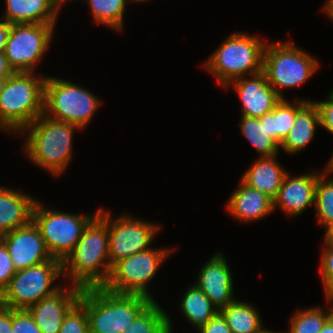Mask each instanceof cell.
<instances>
[{
  "label": "cell",
  "instance_id": "f546056e",
  "mask_svg": "<svg viewBox=\"0 0 333 333\" xmlns=\"http://www.w3.org/2000/svg\"><path fill=\"white\" fill-rule=\"evenodd\" d=\"M282 99L274 108L276 143L280 146L294 125L296 113L311 99L294 98V102Z\"/></svg>",
  "mask_w": 333,
  "mask_h": 333
},
{
  "label": "cell",
  "instance_id": "30bf717a",
  "mask_svg": "<svg viewBox=\"0 0 333 333\" xmlns=\"http://www.w3.org/2000/svg\"><path fill=\"white\" fill-rule=\"evenodd\" d=\"M45 207L41 201L36 200L32 221L39 228L50 255L63 261L74 249L87 225L99 213V209L93 214H74Z\"/></svg>",
  "mask_w": 333,
  "mask_h": 333
},
{
  "label": "cell",
  "instance_id": "484cf974",
  "mask_svg": "<svg viewBox=\"0 0 333 333\" xmlns=\"http://www.w3.org/2000/svg\"><path fill=\"white\" fill-rule=\"evenodd\" d=\"M327 309L315 306L296 309L289 319L287 333H320L325 322L333 315V307L326 298Z\"/></svg>",
  "mask_w": 333,
  "mask_h": 333
},
{
  "label": "cell",
  "instance_id": "cb8c5ba5",
  "mask_svg": "<svg viewBox=\"0 0 333 333\" xmlns=\"http://www.w3.org/2000/svg\"><path fill=\"white\" fill-rule=\"evenodd\" d=\"M232 333H258L264 326L254 304L235 299L219 310Z\"/></svg>",
  "mask_w": 333,
  "mask_h": 333
},
{
  "label": "cell",
  "instance_id": "6da1fadb",
  "mask_svg": "<svg viewBox=\"0 0 333 333\" xmlns=\"http://www.w3.org/2000/svg\"><path fill=\"white\" fill-rule=\"evenodd\" d=\"M108 210L99 213L83 231L74 249L62 261L63 279L81 289L103 287L110 276Z\"/></svg>",
  "mask_w": 333,
  "mask_h": 333
},
{
  "label": "cell",
  "instance_id": "f1b7e54d",
  "mask_svg": "<svg viewBox=\"0 0 333 333\" xmlns=\"http://www.w3.org/2000/svg\"><path fill=\"white\" fill-rule=\"evenodd\" d=\"M169 314L156 301H152L130 324L124 333H165Z\"/></svg>",
  "mask_w": 333,
  "mask_h": 333
},
{
  "label": "cell",
  "instance_id": "7402d4cb",
  "mask_svg": "<svg viewBox=\"0 0 333 333\" xmlns=\"http://www.w3.org/2000/svg\"><path fill=\"white\" fill-rule=\"evenodd\" d=\"M5 8L2 18L11 24L56 25L59 18L49 0H5Z\"/></svg>",
  "mask_w": 333,
  "mask_h": 333
},
{
  "label": "cell",
  "instance_id": "f35d334b",
  "mask_svg": "<svg viewBox=\"0 0 333 333\" xmlns=\"http://www.w3.org/2000/svg\"><path fill=\"white\" fill-rule=\"evenodd\" d=\"M265 129L269 137L276 142V131L274 125V109L265 114Z\"/></svg>",
  "mask_w": 333,
  "mask_h": 333
},
{
  "label": "cell",
  "instance_id": "4316f807",
  "mask_svg": "<svg viewBox=\"0 0 333 333\" xmlns=\"http://www.w3.org/2000/svg\"><path fill=\"white\" fill-rule=\"evenodd\" d=\"M90 8L92 19L98 25L123 31L126 0H84Z\"/></svg>",
  "mask_w": 333,
  "mask_h": 333
},
{
  "label": "cell",
  "instance_id": "7bdbcfd3",
  "mask_svg": "<svg viewBox=\"0 0 333 333\" xmlns=\"http://www.w3.org/2000/svg\"><path fill=\"white\" fill-rule=\"evenodd\" d=\"M322 11L324 14L331 18V21L333 22V0H326L324 2V5L322 6Z\"/></svg>",
  "mask_w": 333,
  "mask_h": 333
},
{
  "label": "cell",
  "instance_id": "e575fe53",
  "mask_svg": "<svg viewBox=\"0 0 333 333\" xmlns=\"http://www.w3.org/2000/svg\"><path fill=\"white\" fill-rule=\"evenodd\" d=\"M319 117H320V127H323L329 133L333 134V89L327 96V100L315 101ZM333 155V153H332Z\"/></svg>",
  "mask_w": 333,
  "mask_h": 333
},
{
  "label": "cell",
  "instance_id": "3957f363",
  "mask_svg": "<svg viewBox=\"0 0 333 333\" xmlns=\"http://www.w3.org/2000/svg\"><path fill=\"white\" fill-rule=\"evenodd\" d=\"M46 76L13 72L0 94V129L16 136L44 110Z\"/></svg>",
  "mask_w": 333,
  "mask_h": 333
},
{
  "label": "cell",
  "instance_id": "603a6c76",
  "mask_svg": "<svg viewBox=\"0 0 333 333\" xmlns=\"http://www.w3.org/2000/svg\"><path fill=\"white\" fill-rule=\"evenodd\" d=\"M180 300L179 310L196 331L204 326L218 312V308L195 284L188 287Z\"/></svg>",
  "mask_w": 333,
  "mask_h": 333
},
{
  "label": "cell",
  "instance_id": "8d00e7d4",
  "mask_svg": "<svg viewBox=\"0 0 333 333\" xmlns=\"http://www.w3.org/2000/svg\"><path fill=\"white\" fill-rule=\"evenodd\" d=\"M0 333H14L12 328V309L0 305Z\"/></svg>",
  "mask_w": 333,
  "mask_h": 333
},
{
  "label": "cell",
  "instance_id": "ffe728a7",
  "mask_svg": "<svg viewBox=\"0 0 333 333\" xmlns=\"http://www.w3.org/2000/svg\"><path fill=\"white\" fill-rule=\"evenodd\" d=\"M277 158L278 155L258 157L242 174L241 180L249 187L257 189L274 200L288 173Z\"/></svg>",
  "mask_w": 333,
  "mask_h": 333
},
{
  "label": "cell",
  "instance_id": "bcb514c9",
  "mask_svg": "<svg viewBox=\"0 0 333 333\" xmlns=\"http://www.w3.org/2000/svg\"><path fill=\"white\" fill-rule=\"evenodd\" d=\"M258 333H287V331L285 332H275V331H270V329L268 330L266 327H263Z\"/></svg>",
  "mask_w": 333,
  "mask_h": 333
},
{
  "label": "cell",
  "instance_id": "277c9868",
  "mask_svg": "<svg viewBox=\"0 0 333 333\" xmlns=\"http://www.w3.org/2000/svg\"><path fill=\"white\" fill-rule=\"evenodd\" d=\"M90 333H124L134 319L153 301L137 294H117L104 287L82 289Z\"/></svg>",
  "mask_w": 333,
  "mask_h": 333
},
{
  "label": "cell",
  "instance_id": "4dcf8cb0",
  "mask_svg": "<svg viewBox=\"0 0 333 333\" xmlns=\"http://www.w3.org/2000/svg\"><path fill=\"white\" fill-rule=\"evenodd\" d=\"M59 333H90L86 308L80 300L67 312Z\"/></svg>",
  "mask_w": 333,
  "mask_h": 333
},
{
  "label": "cell",
  "instance_id": "ee69618b",
  "mask_svg": "<svg viewBox=\"0 0 333 333\" xmlns=\"http://www.w3.org/2000/svg\"><path fill=\"white\" fill-rule=\"evenodd\" d=\"M320 333H333V315L325 322Z\"/></svg>",
  "mask_w": 333,
  "mask_h": 333
},
{
  "label": "cell",
  "instance_id": "5bb4252c",
  "mask_svg": "<svg viewBox=\"0 0 333 333\" xmlns=\"http://www.w3.org/2000/svg\"><path fill=\"white\" fill-rule=\"evenodd\" d=\"M2 241L9 251L17 271L53 258L46 247L39 228L33 221L24 227L3 234Z\"/></svg>",
  "mask_w": 333,
  "mask_h": 333
},
{
  "label": "cell",
  "instance_id": "681fc988",
  "mask_svg": "<svg viewBox=\"0 0 333 333\" xmlns=\"http://www.w3.org/2000/svg\"><path fill=\"white\" fill-rule=\"evenodd\" d=\"M325 298H327L330 301V303H331V305L333 307V291L327 297H325Z\"/></svg>",
  "mask_w": 333,
  "mask_h": 333
},
{
  "label": "cell",
  "instance_id": "ab89813d",
  "mask_svg": "<svg viewBox=\"0 0 333 333\" xmlns=\"http://www.w3.org/2000/svg\"><path fill=\"white\" fill-rule=\"evenodd\" d=\"M13 72L7 62L4 51H0V77H9Z\"/></svg>",
  "mask_w": 333,
  "mask_h": 333
},
{
  "label": "cell",
  "instance_id": "2e32d148",
  "mask_svg": "<svg viewBox=\"0 0 333 333\" xmlns=\"http://www.w3.org/2000/svg\"><path fill=\"white\" fill-rule=\"evenodd\" d=\"M82 289L69 285L43 298L27 310L42 333H59L69 309L79 300Z\"/></svg>",
  "mask_w": 333,
  "mask_h": 333
},
{
  "label": "cell",
  "instance_id": "836d02e7",
  "mask_svg": "<svg viewBox=\"0 0 333 333\" xmlns=\"http://www.w3.org/2000/svg\"><path fill=\"white\" fill-rule=\"evenodd\" d=\"M16 272L17 270L6 245L3 241H0V295L9 285Z\"/></svg>",
  "mask_w": 333,
  "mask_h": 333
},
{
  "label": "cell",
  "instance_id": "8992f818",
  "mask_svg": "<svg viewBox=\"0 0 333 333\" xmlns=\"http://www.w3.org/2000/svg\"><path fill=\"white\" fill-rule=\"evenodd\" d=\"M318 58L296 46L292 41L267 42L263 56V72L278 95L281 91L302 86L320 68Z\"/></svg>",
  "mask_w": 333,
  "mask_h": 333
},
{
  "label": "cell",
  "instance_id": "9a60e30c",
  "mask_svg": "<svg viewBox=\"0 0 333 333\" xmlns=\"http://www.w3.org/2000/svg\"><path fill=\"white\" fill-rule=\"evenodd\" d=\"M198 272L194 284L203 291L218 310L236 299L233 294V275L222 251L214 253Z\"/></svg>",
  "mask_w": 333,
  "mask_h": 333
},
{
  "label": "cell",
  "instance_id": "52a82bcc",
  "mask_svg": "<svg viewBox=\"0 0 333 333\" xmlns=\"http://www.w3.org/2000/svg\"><path fill=\"white\" fill-rule=\"evenodd\" d=\"M103 102L93 92L61 78L47 76L43 114L84 130Z\"/></svg>",
  "mask_w": 333,
  "mask_h": 333
},
{
  "label": "cell",
  "instance_id": "7c38bea8",
  "mask_svg": "<svg viewBox=\"0 0 333 333\" xmlns=\"http://www.w3.org/2000/svg\"><path fill=\"white\" fill-rule=\"evenodd\" d=\"M108 211L109 260L113 266L119 260L151 248L160 225L131 214L118 215L116 218Z\"/></svg>",
  "mask_w": 333,
  "mask_h": 333
},
{
  "label": "cell",
  "instance_id": "74e56055",
  "mask_svg": "<svg viewBox=\"0 0 333 333\" xmlns=\"http://www.w3.org/2000/svg\"><path fill=\"white\" fill-rule=\"evenodd\" d=\"M11 29V23L7 22L4 18L0 19V51H4Z\"/></svg>",
  "mask_w": 333,
  "mask_h": 333
},
{
  "label": "cell",
  "instance_id": "60d3db41",
  "mask_svg": "<svg viewBox=\"0 0 333 333\" xmlns=\"http://www.w3.org/2000/svg\"><path fill=\"white\" fill-rule=\"evenodd\" d=\"M324 243L332 244L333 245V222H331L329 225H327L324 228Z\"/></svg>",
  "mask_w": 333,
  "mask_h": 333
},
{
  "label": "cell",
  "instance_id": "d6986e66",
  "mask_svg": "<svg viewBox=\"0 0 333 333\" xmlns=\"http://www.w3.org/2000/svg\"><path fill=\"white\" fill-rule=\"evenodd\" d=\"M36 198L7 186H0V233L11 232L32 221Z\"/></svg>",
  "mask_w": 333,
  "mask_h": 333
},
{
  "label": "cell",
  "instance_id": "d6a6232c",
  "mask_svg": "<svg viewBox=\"0 0 333 333\" xmlns=\"http://www.w3.org/2000/svg\"><path fill=\"white\" fill-rule=\"evenodd\" d=\"M12 328L14 333H42L25 309H12Z\"/></svg>",
  "mask_w": 333,
  "mask_h": 333
},
{
  "label": "cell",
  "instance_id": "7a4b0ae2",
  "mask_svg": "<svg viewBox=\"0 0 333 333\" xmlns=\"http://www.w3.org/2000/svg\"><path fill=\"white\" fill-rule=\"evenodd\" d=\"M76 130L81 129L42 114L18 135L26 134L23 150L27 159L57 178L65 172L73 157L72 142Z\"/></svg>",
  "mask_w": 333,
  "mask_h": 333
},
{
  "label": "cell",
  "instance_id": "e0dca14e",
  "mask_svg": "<svg viewBox=\"0 0 333 333\" xmlns=\"http://www.w3.org/2000/svg\"><path fill=\"white\" fill-rule=\"evenodd\" d=\"M320 173H304L291 177L288 172L274 199V210L280 208L287 216H300L315 204V189Z\"/></svg>",
  "mask_w": 333,
  "mask_h": 333
},
{
  "label": "cell",
  "instance_id": "5b68a950",
  "mask_svg": "<svg viewBox=\"0 0 333 333\" xmlns=\"http://www.w3.org/2000/svg\"><path fill=\"white\" fill-rule=\"evenodd\" d=\"M267 41L246 32L231 33L202 63L223 88L231 81L263 71Z\"/></svg>",
  "mask_w": 333,
  "mask_h": 333
},
{
  "label": "cell",
  "instance_id": "ac0fdd59",
  "mask_svg": "<svg viewBox=\"0 0 333 333\" xmlns=\"http://www.w3.org/2000/svg\"><path fill=\"white\" fill-rule=\"evenodd\" d=\"M227 212L237 221L243 223L262 220L274 213V200L257 189L246 185L241 179L239 186L226 202Z\"/></svg>",
  "mask_w": 333,
  "mask_h": 333
},
{
  "label": "cell",
  "instance_id": "1f68e13d",
  "mask_svg": "<svg viewBox=\"0 0 333 333\" xmlns=\"http://www.w3.org/2000/svg\"><path fill=\"white\" fill-rule=\"evenodd\" d=\"M323 245L319 268L323 291L327 297L333 291V245L328 243H323Z\"/></svg>",
  "mask_w": 333,
  "mask_h": 333
},
{
  "label": "cell",
  "instance_id": "44dd1931",
  "mask_svg": "<svg viewBox=\"0 0 333 333\" xmlns=\"http://www.w3.org/2000/svg\"><path fill=\"white\" fill-rule=\"evenodd\" d=\"M320 127L319 112L314 102L308 101L297 113L294 125L280 145L285 153L297 154L310 144Z\"/></svg>",
  "mask_w": 333,
  "mask_h": 333
},
{
  "label": "cell",
  "instance_id": "b9f144b4",
  "mask_svg": "<svg viewBox=\"0 0 333 333\" xmlns=\"http://www.w3.org/2000/svg\"><path fill=\"white\" fill-rule=\"evenodd\" d=\"M70 1H75V0H49V3L54 9V11L59 15L60 14L59 12L61 11L65 3ZM82 2H84V0Z\"/></svg>",
  "mask_w": 333,
  "mask_h": 333
},
{
  "label": "cell",
  "instance_id": "f6af8a7d",
  "mask_svg": "<svg viewBox=\"0 0 333 333\" xmlns=\"http://www.w3.org/2000/svg\"><path fill=\"white\" fill-rule=\"evenodd\" d=\"M6 81H7V77H0V94L2 93V91L5 87Z\"/></svg>",
  "mask_w": 333,
  "mask_h": 333
},
{
  "label": "cell",
  "instance_id": "d4e9b609",
  "mask_svg": "<svg viewBox=\"0 0 333 333\" xmlns=\"http://www.w3.org/2000/svg\"><path fill=\"white\" fill-rule=\"evenodd\" d=\"M240 118L241 133L253 145L260 158L279 154L280 146L266 132L265 114L259 118L243 115Z\"/></svg>",
  "mask_w": 333,
  "mask_h": 333
},
{
  "label": "cell",
  "instance_id": "816d5d0a",
  "mask_svg": "<svg viewBox=\"0 0 333 333\" xmlns=\"http://www.w3.org/2000/svg\"><path fill=\"white\" fill-rule=\"evenodd\" d=\"M2 236H3V235L0 233V241H2Z\"/></svg>",
  "mask_w": 333,
  "mask_h": 333
},
{
  "label": "cell",
  "instance_id": "83f0119b",
  "mask_svg": "<svg viewBox=\"0 0 333 333\" xmlns=\"http://www.w3.org/2000/svg\"><path fill=\"white\" fill-rule=\"evenodd\" d=\"M333 170L325 165L320 173L315 189V213L318 224L324 228L333 222ZM329 178V179H328Z\"/></svg>",
  "mask_w": 333,
  "mask_h": 333
},
{
  "label": "cell",
  "instance_id": "9c48e42d",
  "mask_svg": "<svg viewBox=\"0 0 333 333\" xmlns=\"http://www.w3.org/2000/svg\"><path fill=\"white\" fill-rule=\"evenodd\" d=\"M173 251H176L175 246L151 247L119 260L112 266L109 279L103 287L109 292L143 295L155 301L148 285Z\"/></svg>",
  "mask_w": 333,
  "mask_h": 333
},
{
  "label": "cell",
  "instance_id": "f907efd6",
  "mask_svg": "<svg viewBox=\"0 0 333 333\" xmlns=\"http://www.w3.org/2000/svg\"><path fill=\"white\" fill-rule=\"evenodd\" d=\"M126 1H127V3H128V2H132V3H133V2H135V3H136V2H137V3H143V2H146V1L148 2V1H151V0H126Z\"/></svg>",
  "mask_w": 333,
  "mask_h": 333
},
{
  "label": "cell",
  "instance_id": "4fadbf2b",
  "mask_svg": "<svg viewBox=\"0 0 333 333\" xmlns=\"http://www.w3.org/2000/svg\"><path fill=\"white\" fill-rule=\"evenodd\" d=\"M232 86L241 101V115L262 117L271 112L282 100L274 88L268 83L263 71L244 76L229 82L224 89Z\"/></svg>",
  "mask_w": 333,
  "mask_h": 333
},
{
  "label": "cell",
  "instance_id": "8fae6325",
  "mask_svg": "<svg viewBox=\"0 0 333 333\" xmlns=\"http://www.w3.org/2000/svg\"><path fill=\"white\" fill-rule=\"evenodd\" d=\"M56 25L11 24L5 57L14 72H34L52 42Z\"/></svg>",
  "mask_w": 333,
  "mask_h": 333
},
{
  "label": "cell",
  "instance_id": "c3c4849f",
  "mask_svg": "<svg viewBox=\"0 0 333 333\" xmlns=\"http://www.w3.org/2000/svg\"><path fill=\"white\" fill-rule=\"evenodd\" d=\"M333 170V155H331L328 163H326Z\"/></svg>",
  "mask_w": 333,
  "mask_h": 333
},
{
  "label": "cell",
  "instance_id": "d590c367",
  "mask_svg": "<svg viewBox=\"0 0 333 333\" xmlns=\"http://www.w3.org/2000/svg\"><path fill=\"white\" fill-rule=\"evenodd\" d=\"M199 333H232L220 312L198 329Z\"/></svg>",
  "mask_w": 333,
  "mask_h": 333
},
{
  "label": "cell",
  "instance_id": "7dc6e473",
  "mask_svg": "<svg viewBox=\"0 0 333 333\" xmlns=\"http://www.w3.org/2000/svg\"><path fill=\"white\" fill-rule=\"evenodd\" d=\"M168 327L169 329L165 332V333H173V325H172V319L170 317H168Z\"/></svg>",
  "mask_w": 333,
  "mask_h": 333
},
{
  "label": "cell",
  "instance_id": "ba28073f",
  "mask_svg": "<svg viewBox=\"0 0 333 333\" xmlns=\"http://www.w3.org/2000/svg\"><path fill=\"white\" fill-rule=\"evenodd\" d=\"M63 277L62 261L52 258L32 267L18 270L0 295V305L25 309L59 291L64 285L55 283ZM54 284V285H53Z\"/></svg>",
  "mask_w": 333,
  "mask_h": 333
}]
</instances>
